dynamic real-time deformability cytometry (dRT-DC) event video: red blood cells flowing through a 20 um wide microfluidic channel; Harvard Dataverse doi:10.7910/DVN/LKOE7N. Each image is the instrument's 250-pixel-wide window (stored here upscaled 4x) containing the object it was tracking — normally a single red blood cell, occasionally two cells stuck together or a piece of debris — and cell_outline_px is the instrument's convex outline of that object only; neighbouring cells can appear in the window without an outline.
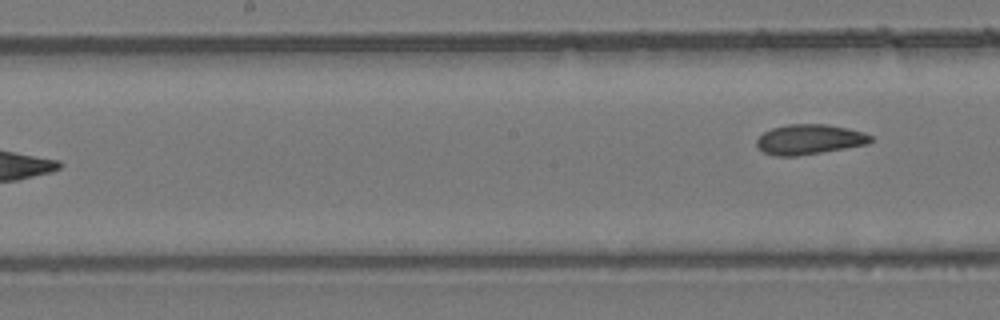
{"species": "common noctule bat (a hibernating species)", "species_latin": "Nyctalus noctula", "temperature_condition": "room temperature", "stored_images_in_passage": 8, "segment_of_instrument_passage": [2, 2], "camera_frame_rate_fps": 3000, "um_per_image_px": 0.085, "animal": {"sex": "female", "body_mass_g": 24.6, "forearm_length_mm": 56.2}, "frame": {"image": 1, "passage_image": 8, "time_ms": 8.0, "image_size_px": [1000, 320], "cell_outline_px": [[872, 140], [868, 144], [796, 156], [776, 156], [764, 152], [756, 144], [756, 140], [764, 132], [772, 128], [788, 124], [828, 124], [848, 128], [864, 132], [872, 136]], "centroid_in_image_um": [68.81, 11.84], "position_along_channel_um": 179.4, "area_um2": 19.83}}